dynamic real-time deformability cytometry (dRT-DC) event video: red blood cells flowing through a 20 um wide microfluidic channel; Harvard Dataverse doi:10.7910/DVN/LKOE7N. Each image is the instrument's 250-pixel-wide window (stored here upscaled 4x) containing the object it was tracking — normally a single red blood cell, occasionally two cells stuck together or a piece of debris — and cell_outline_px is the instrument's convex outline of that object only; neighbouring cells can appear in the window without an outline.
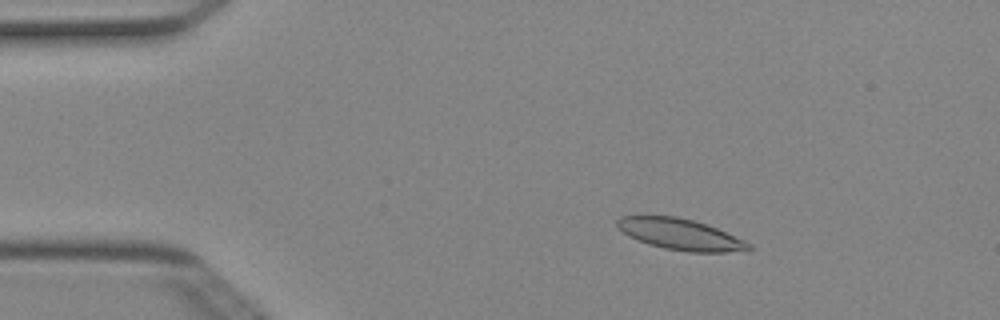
{"species": "Egyptian fruit bat (a non-hibernating species)", "species_latin": "Rousettus aegyptiacus", "temperature_condition": "cold", "stored_images_in_passage": 7, "camera_frame_rate_fps": 3000, "um_per_image_px": 0.085, "animal": {"sex": "female"}, "frame": {"image": 1, "passage_image": 3, "time_ms": 0.667, "image_size_px": [1000, 320], "cell_outline_px": [[756, 248], [748, 252], [688, 252], [664, 248], [648, 244], [628, 236], [616, 228], [616, 220], [620, 216], [676, 216], [692, 220], [716, 228], [744, 240], [752, 244]], "centroid_in_image_um": [57.86, 19.94], "position_along_channel_um": 27.1, "area_um2": 24.1}}
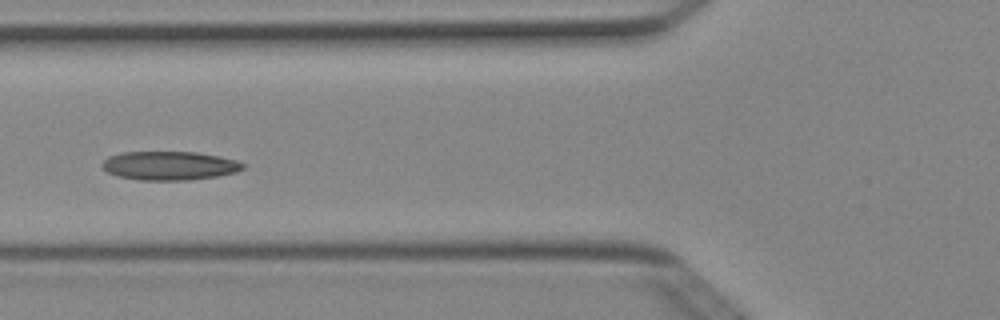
{"frame": {"image": 2, "passage_image": 6, "time_ms": 1.667, "image_size_px": [1000, 320], "cell_outline_px": [[244, 168], [236, 172], [216, 176], [188, 180], [140, 180], [116, 176], [100, 168], [100, 164], [108, 156], [120, 152], [196, 152], [220, 156], [236, 160], [244, 164]], "centroid_in_image_um": [14.35, 14.08], "position_along_channel_um": 111.4, "area_um2": 23.76}}
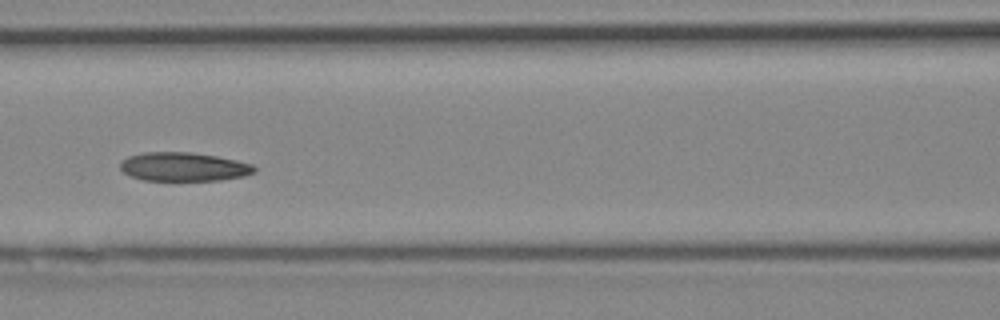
{"frame": {"image": 3, "passage_image": 7, "time_ms": 2.0, "image_size_px": [1000, 320], "cell_outline_px": [[256, 172], [244, 176], [220, 180], [144, 180], [132, 176], [124, 172], [120, 168], [120, 160], [128, 156], [144, 152], [192, 152], [216, 156], [236, 160], [252, 164], [256, 168]], "centroid_in_image_um": [15.61, 14.17], "position_along_channel_um": 151.0, "area_um2": 22.48}}